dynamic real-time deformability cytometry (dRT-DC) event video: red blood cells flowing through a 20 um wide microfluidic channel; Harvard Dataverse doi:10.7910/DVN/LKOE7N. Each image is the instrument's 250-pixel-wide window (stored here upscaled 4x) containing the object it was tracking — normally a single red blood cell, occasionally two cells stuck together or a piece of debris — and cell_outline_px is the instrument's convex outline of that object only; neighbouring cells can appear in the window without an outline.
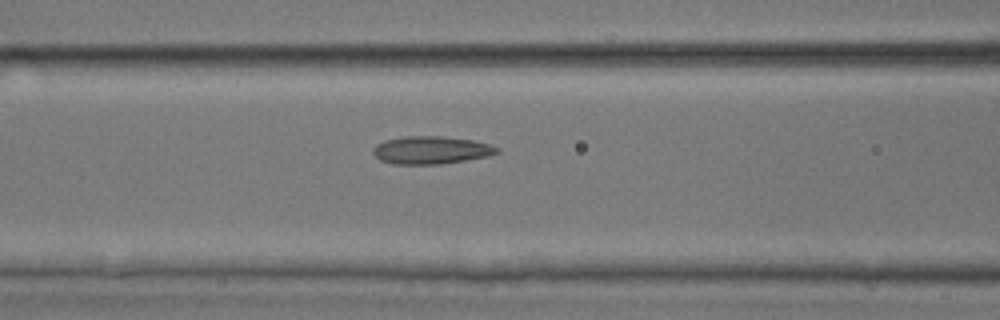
{"species": "common noctule bat (a hibernating species)", "species_latin": "Nyctalus noctula", "temperature_condition": "room temperature", "stored_images_in_passage": 32, "camera_frame_rate_fps": 3000, "um_per_image_px": 0.085, "animal": {"sex": "male", "body_mass_g": 17.9, "forearm_length_mm": 54.2}, "frame": {"image": 1, "passage_image": 14, "time_ms": 4.333, "image_size_px": [1000, 320], "cell_outline_px": [[500, 152], [488, 156], [440, 164], [392, 164], [380, 160], [372, 152], [372, 148], [376, 144], [384, 140], [404, 136], [440, 136], [472, 140], [488, 144], [500, 148]], "centroid_in_image_um": [36.61, 12.75], "position_along_channel_um": 130.0, "area_um2": 20.06}}
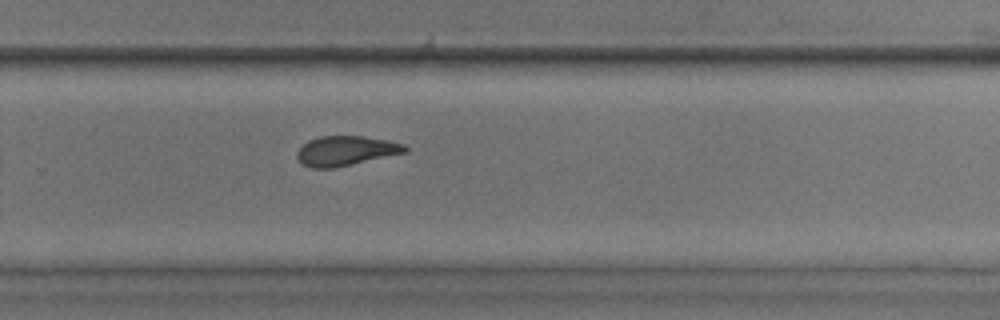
{"frame": {"image": 2, "passage_image": 25, "time_ms": 8.0, "image_size_px": [1000, 320], "cell_outline_px": [[408, 152], [332, 168], [312, 168], [300, 164], [296, 156], [296, 152], [308, 140], [320, 136], [364, 136], [388, 140], [404, 144], [408, 148]], "centroid_in_image_um": [29.38, 12.81], "position_along_channel_um": 300.4, "area_um2": 18.73}}
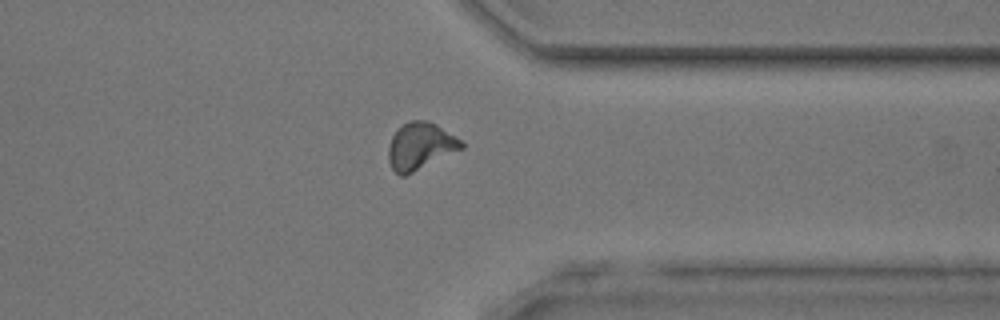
{"frame": {"image": 3, "passage_image": 30, "time_ms": 9.667, "image_size_px": [1000, 320], "cell_outline_px": [[464, 148], [404, 176], [400, 176], [392, 168], [388, 160], [388, 148], [392, 136], [408, 120], [428, 120], [436, 124], [460, 140], [464, 144]], "centroid_in_image_um": [35.71, 12.42], "position_along_channel_um": 375.7, "area_um2": 19.71}}